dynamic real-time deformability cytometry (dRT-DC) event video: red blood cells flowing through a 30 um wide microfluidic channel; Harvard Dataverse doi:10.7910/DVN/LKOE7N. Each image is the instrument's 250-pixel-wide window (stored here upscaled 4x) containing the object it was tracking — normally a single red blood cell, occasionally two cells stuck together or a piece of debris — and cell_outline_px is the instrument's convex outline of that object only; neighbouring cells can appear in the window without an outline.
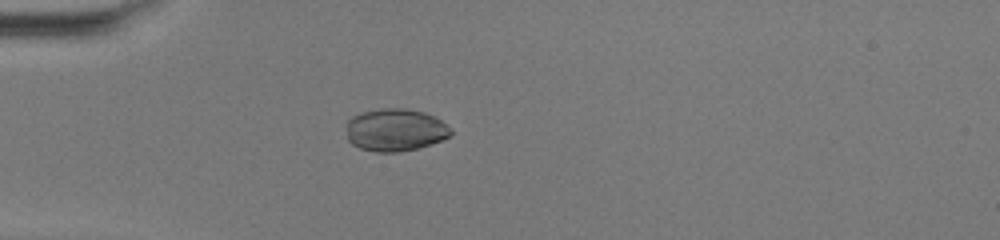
{"species": "common noctule bat (a hibernating species)", "species_latin": "Nyctalus noctula", "temperature_condition": "warm", "stored_images_in_passage": 36, "camera_frame_rate_fps": 3000, "um_per_image_px": 0.085, "animal": {"sex": "female", "body_mass_g": 20.0, "forearm_length_mm": 54.0}, "frame": {"image": 1, "passage_image": 1, "time_ms": 0.0, "image_size_px": [1000, 240], "cell_outline_px": [[452, 136], [432, 144], [400, 152], [376, 152], [360, 148], [352, 144], [348, 140], [348, 120], [352, 116], [360, 112], [380, 108], [404, 108], [424, 112], [440, 120], [452, 128]], "centroid_in_image_um": [33.62, 11.04], "position_along_channel_um": 51.4, "area_um2": 26.01}}
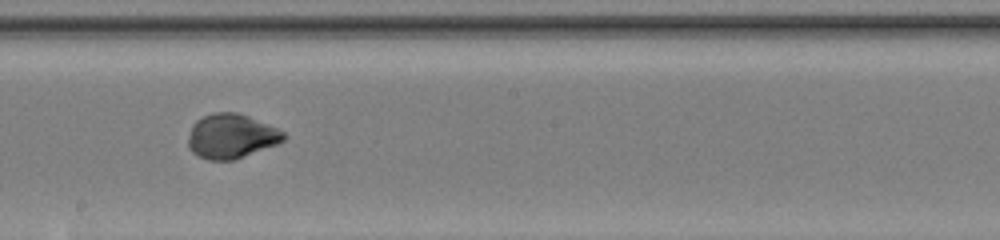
{"frame": {"image": 2, "passage_image": 15, "time_ms": 4.667, "image_size_px": [1000, 240], "cell_outline_px": [[284, 140], [276, 144], [236, 160], [208, 160], [192, 152], [188, 148], [188, 136], [192, 124], [196, 120], [212, 112], [236, 112], [248, 116], [276, 128], [284, 132]], "centroid_in_image_um": [19.61, 11.58], "position_along_channel_um": 228.6, "area_um2": 24.68}}
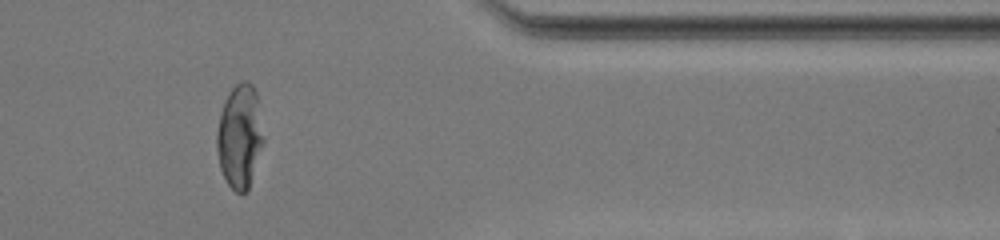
{"frame": {"image": 3, "passage_image": 28, "time_ms": 9.0, "image_size_px": [1000, 240], "cell_outline_px": [[264, 144], [248, 192], [236, 192], [228, 184], [220, 168], [216, 148], [216, 132], [220, 112], [224, 100], [228, 92], [236, 84], [244, 80], [248, 80], [252, 84], [256, 92], [264, 140]], "centroid_in_image_um": [20.37, 11.59], "position_along_channel_um": 391.0, "area_um2": 28.55}, "authors_computed_cell_mechanics": {"area_um2": 25.143, "velocity_mm_per_s": 4.1473, "shape_relaxation_time_tau1_ms": 4.9195, "shape_relaxation_time_tau2_ms": null, "deformation_change_tau1": 0.1925, "deformation_change_tau2": null}}